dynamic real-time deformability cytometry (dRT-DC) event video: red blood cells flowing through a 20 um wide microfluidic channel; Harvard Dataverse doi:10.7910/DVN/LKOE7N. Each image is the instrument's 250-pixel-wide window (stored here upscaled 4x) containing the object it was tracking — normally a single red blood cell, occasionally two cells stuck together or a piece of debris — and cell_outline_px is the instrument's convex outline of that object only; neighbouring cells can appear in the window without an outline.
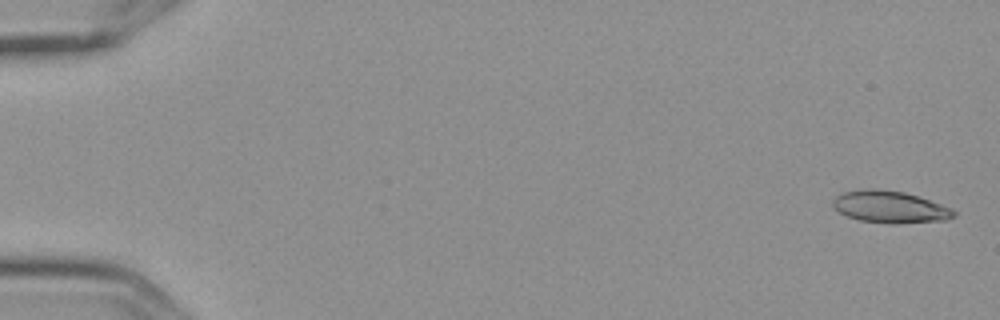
{"species": "Egyptian fruit bat (a non-hibernating species)", "species_latin": "Rousettus aegyptiacus", "temperature_condition": "cold", "stored_images_in_passage": 5, "camera_frame_rate_fps": 3000, "um_per_image_px": 0.085, "frame": {"image": 1, "passage_image": 1, "time_ms": 0.0, "image_size_px": [1000, 320], "cell_outline_px": [[956, 216], [944, 220], [892, 224], [860, 220], [848, 216], [840, 212], [832, 204], [832, 200], [836, 196], [844, 192], [904, 192], [952, 208], [956, 212]], "centroid_in_image_um": [75.71, 17.65], "position_along_channel_um": 9.3, "area_um2": 21.33}}
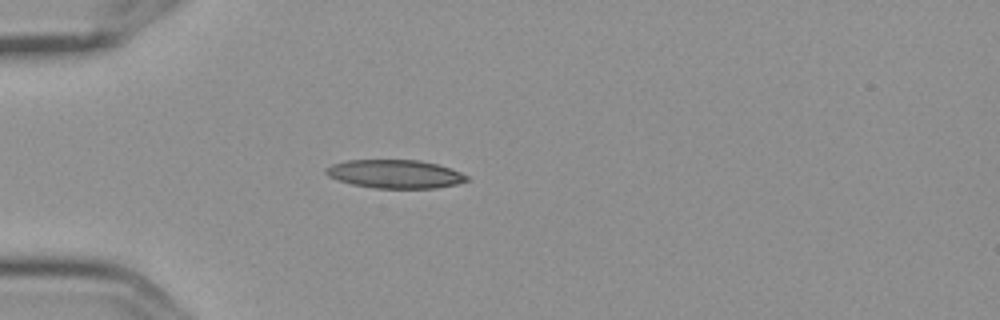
{"frame": {"image": 2, "passage_image": 5, "time_ms": 1.333, "image_size_px": [1000, 320], "cell_outline_px": [[468, 180], [456, 184], [436, 188], [376, 188], [352, 184], [336, 180], [328, 176], [324, 172], [324, 168], [332, 164], [348, 160], [420, 160], [436, 164], [460, 172], [468, 176]], "centroid_in_image_um": [33.53, 14.79], "position_along_channel_um": 51.5, "area_um2": 23.29}}